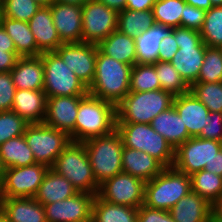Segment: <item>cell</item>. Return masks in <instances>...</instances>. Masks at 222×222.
<instances>
[{
  "mask_svg": "<svg viewBox=\"0 0 222 222\" xmlns=\"http://www.w3.org/2000/svg\"><path fill=\"white\" fill-rule=\"evenodd\" d=\"M132 66L103 54L97 48L95 77L88 94L117 106L130 92Z\"/></svg>",
  "mask_w": 222,
  "mask_h": 222,
  "instance_id": "cell-1",
  "label": "cell"
},
{
  "mask_svg": "<svg viewBox=\"0 0 222 222\" xmlns=\"http://www.w3.org/2000/svg\"><path fill=\"white\" fill-rule=\"evenodd\" d=\"M116 106L87 94L80 102L75 121V142L105 136L116 129Z\"/></svg>",
  "mask_w": 222,
  "mask_h": 222,
  "instance_id": "cell-2",
  "label": "cell"
},
{
  "mask_svg": "<svg viewBox=\"0 0 222 222\" xmlns=\"http://www.w3.org/2000/svg\"><path fill=\"white\" fill-rule=\"evenodd\" d=\"M191 191V177L176 168L165 167L152 180L145 182L144 205L169 211Z\"/></svg>",
  "mask_w": 222,
  "mask_h": 222,
  "instance_id": "cell-3",
  "label": "cell"
},
{
  "mask_svg": "<svg viewBox=\"0 0 222 222\" xmlns=\"http://www.w3.org/2000/svg\"><path fill=\"white\" fill-rule=\"evenodd\" d=\"M174 96L167 91L129 92L116 106V123L150 124L159 113L173 105Z\"/></svg>",
  "mask_w": 222,
  "mask_h": 222,
  "instance_id": "cell-4",
  "label": "cell"
},
{
  "mask_svg": "<svg viewBox=\"0 0 222 222\" xmlns=\"http://www.w3.org/2000/svg\"><path fill=\"white\" fill-rule=\"evenodd\" d=\"M89 156L92 172L100 185L122 172V137L115 129L112 133L82 142Z\"/></svg>",
  "mask_w": 222,
  "mask_h": 222,
  "instance_id": "cell-5",
  "label": "cell"
},
{
  "mask_svg": "<svg viewBox=\"0 0 222 222\" xmlns=\"http://www.w3.org/2000/svg\"><path fill=\"white\" fill-rule=\"evenodd\" d=\"M51 169L68 179L78 192L98 194L100 185L96 182L83 143L71 141L58 155Z\"/></svg>",
  "mask_w": 222,
  "mask_h": 222,
  "instance_id": "cell-6",
  "label": "cell"
},
{
  "mask_svg": "<svg viewBox=\"0 0 222 222\" xmlns=\"http://www.w3.org/2000/svg\"><path fill=\"white\" fill-rule=\"evenodd\" d=\"M124 147L143 151L158 160L164 167H172L175 149L150 124L116 123Z\"/></svg>",
  "mask_w": 222,
  "mask_h": 222,
  "instance_id": "cell-7",
  "label": "cell"
},
{
  "mask_svg": "<svg viewBox=\"0 0 222 222\" xmlns=\"http://www.w3.org/2000/svg\"><path fill=\"white\" fill-rule=\"evenodd\" d=\"M179 46L171 63L184 81L191 86L197 81L204 61L206 44L199 31L185 27L172 28Z\"/></svg>",
  "mask_w": 222,
  "mask_h": 222,
  "instance_id": "cell-8",
  "label": "cell"
},
{
  "mask_svg": "<svg viewBox=\"0 0 222 222\" xmlns=\"http://www.w3.org/2000/svg\"><path fill=\"white\" fill-rule=\"evenodd\" d=\"M44 66L43 91L47 97L86 96L88 87L75 75L55 52L41 53Z\"/></svg>",
  "mask_w": 222,
  "mask_h": 222,
  "instance_id": "cell-9",
  "label": "cell"
},
{
  "mask_svg": "<svg viewBox=\"0 0 222 222\" xmlns=\"http://www.w3.org/2000/svg\"><path fill=\"white\" fill-rule=\"evenodd\" d=\"M24 138L34 154L36 163L45 164L49 168L71 142L66 132L44 123L29 124L24 132Z\"/></svg>",
  "mask_w": 222,
  "mask_h": 222,
  "instance_id": "cell-10",
  "label": "cell"
},
{
  "mask_svg": "<svg viewBox=\"0 0 222 222\" xmlns=\"http://www.w3.org/2000/svg\"><path fill=\"white\" fill-rule=\"evenodd\" d=\"M49 170L45 164L7 168L0 185V198H34Z\"/></svg>",
  "mask_w": 222,
  "mask_h": 222,
  "instance_id": "cell-11",
  "label": "cell"
},
{
  "mask_svg": "<svg viewBox=\"0 0 222 222\" xmlns=\"http://www.w3.org/2000/svg\"><path fill=\"white\" fill-rule=\"evenodd\" d=\"M118 12L97 0L82 5V42L98 44L117 30Z\"/></svg>",
  "mask_w": 222,
  "mask_h": 222,
  "instance_id": "cell-12",
  "label": "cell"
},
{
  "mask_svg": "<svg viewBox=\"0 0 222 222\" xmlns=\"http://www.w3.org/2000/svg\"><path fill=\"white\" fill-rule=\"evenodd\" d=\"M144 193L145 182L122 171L100 184L97 195L112 204L139 208L144 204Z\"/></svg>",
  "mask_w": 222,
  "mask_h": 222,
  "instance_id": "cell-13",
  "label": "cell"
},
{
  "mask_svg": "<svg viewBox=\"0 0 222 222\" xmlns=\"http://www.w3.org/2000/svg\"><path fill=\"white\" fill-rule=\"evenodd\" d=\"M221 148L222 142L191 137L175 149L173 167L190 176L209 165Z\"/></svg>",
  "mask_w": 222,
  "mask_h": 222,
  "instance_id": "cell-14",
  "label": "cell"
},
{
  "mask_svg": "<svg viewBox=\"0 0 222 222\" xmlns=\"http://www.w3.org/2000/svg\"><path fill=\"white\" fill-rule=\"evenodd\" d=\"M97 48V44L93 43H63L55 52L66 66L89 87L95 77Z\"/></svg>",
  "mask_w": 222,
  "mask_h": 222,
  "instance_id": "cell-15",
  "label": "cell"
},
{
  "mask_svg": "<svg viewBox=\"0 0 222 222\" xmlns=\"http://www.w3.org/2000/svg\"><path fill=\"white\" fill-rule=\"evenodd\" d=\"M96 195L78 192L70 198L43 205L47 222H92V204Z\"/></svg>",
  "mask_w": 222,
  "mask_h": 222,
  "instance_id": "cell-16",
  "label": "cell"
},
{
  "mask_svg": "<svg viewBox=\"0 0 222 222\" xmlns=\"http://www.w3.org/2000/svg\"><path fill=\"white\" fill-rule=\"evenodd\" d=\"M85 96L47 97L46 113L43 123L47 126L66 132L75 142V121L79 102Z\"/></svg>",
  "mask_w": 222,
  "mask_h": 222,
  "instance_id": "cell-17",
  "label": "cell"
},
{
  "mask_svg": "<svg viewBox=\"0 0 222 222\" xmlns=\"http://www.w3.org/2000/svg\"><path fill=\"white\" fill-rule=\"evenodd\" d=\"M53 23L63 43L82 42V6L54 2Z\"/></svg>",
  "mask_w": 222,
  "mask_h": 222,
  "instance_id": "cell-18",
  "label": "cell"
},
{
  "mask_svg": "<svg viewBox=\"0 0 222 222\" xmlns=\"http://www.w3.org/2000/svg\"><path fill=\"white\" fill-rule=\"evenodd\" d=\"M173 106L182 118L188 134L191 137H197L205 127L210 113L208 108L191 91L174 96Z\"/></svg>",
  "mask_w": 222,
  "mask_h": 222,
  "instance_id": "cell-19",
  "label": "cell"
},
{
  "mask_svg": "<svg viewBox=\"0 0 222 222\" xmlns=\"http://www.w3.org/2000/svg\"><path fill=\"white\" fill-rule=\"evenodd\" d=\"M0 212L8 222H47L44 206L34 198H0Z\"/></svg>",
  "mask_w": 222,
  "mask_h": 222,
  "instance_id": "cell-20",
  "label": "cell"
},
{
  "mask_svg": "<svg viewBox=\"0 0 222 222\" xmlns=\"http://www.w3.org/2000/svg\"><path fill=\"white\" fill-rule=\"evenodd\" d=\"M28 23L42 53L55 51L63 44L54 26L50 6H41Z\"/></svg>",
  "mask_w": 222,
  "mask_h": 222,
  "instance_id": "cell-21",
  "label": "cell"
},
{
  "mask_svg": "<svg viewBox=\"0 0 222 222\" xmlns=\"http://www.w3.org/2000/svg\"><path fill=\"white\" fill-rule=\"evenodd\" d=\"M10 72L16 89L43 90L44 66L41 55L20 57Z\"/></svg>",
  "mask_w": 222,
  "mask_h": 222,
  "instance_id": "cell-22",
  "label": "cell"
},
{
  "mask_svg": "<svg viewBox=\"0 0 222 222\" xmlns=\"http://www.w3.org/2000/svg\"><path fill=\"white\" fill-rule=\"evenodd\" d=\"M47 96L43 90L16 89L12 111L28 123H43Z\"/></svg>",
  "mask_w": 222,
  "mask_h": 222,
  "instance_id": "cell-23",
  "label": "cell"
},
{
  "mask_svg": "<svg viewBox=\"0 0 222 222\" xmlns=\"http://www.w3.org/2000/svg\"><path fill=\"white\" fill-rule=\"evenodd\" d=\"M165 167L151 155L136 149L124 147L122 150V169L144 182L160 174Z\"/></svg>",
  "mask_w": 222,
  "mask_h": 222,
  "instance_id": "cell-24",
  "label": "cell"
},
{
  "mask_svg": "<svg viewBox=\"0 0 222 222\" xmlns=\"http://www.w3.org/2000/svg\"><path fill=\"white\" fill-rule=\"evenodd\" d=\"M169 213L175 222H212L211 203L192 191L181 198Z\"/></svg>",
  "mask_w": 222,
  "mask_h": 222,
  "instance_id": "cell-25",
  "label": "cell"
},
{
  "mask_svg": "<svg viewBox=\"0 0 222 222\" xmlns=\"http://www.w3.org/2000/svg\"><path fill=\"white\" fill-rule=\"evenodd\" d=\"M150 125L174 149L191 138L185 124L182 122V118L178 115L173 105L152 119Z\"/></svg>",
  "mask_w": 222,
  "mask_h": 222,
  "instance_id": "cell-26",
  "label": "cell"
},
{
  "mask_svg": "<svg viewBox=\"0 0 222 222\" xmlns=\"http://www.w3.org/2000/svg\"><path fill=\"white\" fill-rule=\"evenodd\" d=\"M77 189L65 177L49 168L46 172L34 199L40 204H51L65 200L77 194Z\"/></svg>",
  "mask_w": 222,
  "mask_h": 222,
  "instance_id": "cell-27",
  "label": "cell"
},
{
  "mask_svg": "<svg viewBox=\"0 0 222 222\" xmlns=\"http://www.w3.org/2000/svg\"><path fill=\"white\" fill-rule=\"evenodd\" d=\"M0 24L13 40L20 57L41 55L28 22L0 16Z\"/></svg>",
  "mask_w": 222,
  "mask_h": 222,
  "instance_id": "cell-28",
  "label": "cell"
},
{
  "mask_svg": "<svg viewBox=\"0 0 222 222\" xmlns=\"http://www.w3.org/2000/svg\"><path fill=\"white\" fill-rule=\"evenodd\" d=\"M97 46L103 54L117 61L131 66L137 64L135 38L127 36L118 30L101 40Z\"/></svg>",
  "mask_w": 222,
  "mask_h": 222,
  "instance_id": "cell-29",
  "label": "cell"
},
{
  "mask_svg": "<svg viewBox=\"0 0 222 222\" xmlns=\"http://www.w3.org/2000/svg\"><path fill=\"white\" fill-rule=\"evenodd\" d=\"M172 32L171 27L154 24L135 38L137 63H155L158 61L160 42Z\"/></svg>",
  "mask_w": 222,
  "mask_h": 222,
  "instance_id": "cell-30",
  "label": "cell"
},
{
  "mask_svg": "<svg viewBox=\"0 0 222 222\" xmlns=\"http://www.w3.org/2000/svg\"><path fill=\"white\" fill-rule=\"evenodd\" d=\"M0 158L5 169L36 164L34 154L24 135L9 139L1 144Z\"/></svg>",
  "mask_w": 222,
  "mask_h": 222,
  "instance_id": "cell-31",
  "label": "cell"
},
{
  "mask_svg": "<svg viewBox=\"0 0 222 222\" xmlns=\"http://www.w3.org/2000/svg\"><path fill=\"white\" fill-rule=\"evenodd\" d=\"M138 208L109 203L95 196L92 204V222H137Z\"/></svg>",
  "mask_w": 222,
  "mask_h": 222,
  "instance_id": "cell-32",
  "label": "cell"
},
{
  "mask_svg": "<svg viewBox=\"0 0 222 222\" xmlns=\"http://www.w3.org/2000/svg\"><path fill=\"white\" fill-rule=\"evenodd\" d=\"M155 24L153 11H134L124 9L118 12L117 30L121 33L136 38Z\"/></svg>",
  "mask_w": 222,
  "mask_h": 222,
  "instance_id": "cell-33",
  "label": "cell"
},
{
  "mask_svg": "<svg viewBox=\"0 0 222 222\" xmlns=\"http://www.w3.org/2000/svg\"><path fill=\"white\" fill-rule=\"evenodd\" d=\"M191 177V191L212 203L222 194V177L205 169Z\"/></svg>",
  "mask_w": 222,
  "mask_h": 222,
  "instance_id": "cell-34",
  "label": "cell"
},
{
  "mask_svg": "<svg viewBox=\"0 0 222 222\" xmlns=\"http://www.w3.org/2000/svg\"><path fill=\"white\" fill-rule=\"evenodd\" d=\"M152 64L160 82V89L170 92L173 96L190 91V86L184 81L171 62L158 60Z\"/></svg>",
  "mask_w": 222,
  "mask_h": 222,
  "instance_id": "cell-35",
  "label": "cell"
},
{
  "mask_svg": "<svg viewBox=\"0 0 222 222\" xmlns=\"http://www.w3.org/2000/svg\"><path fill=\"white\" fill-rule=\"evenodd\" d=\"M185 0H156L152 11L156 24L176 28L184 13Z\"/></svg>",
  "mask_w": 222,
  "mask_h": 222,
  "instance_id": "cell-36",
  "label": "cell"
},
{
  "mask_svg": "<svg viewBox=\"0 0 222 222\" xmlns=\"http://www.w3.org/2000/svg\"><path fill=\"white\" fill-rule=\"evenodd\" d=\"M158 89H160V82L152 63H137L132 66L130 92L155 91Z\"/></svg>",
  "mask_w": 222,
  "mask_h": 222,
  "instance_id": "cell-37",
  "label": "cell"
},
{
  "mask_svg": "<svg viewBox=\"0 0 222 222\" xmlns=\"http://www.w3.org/2000/svg\"><path fill=\"white\" fill-rule=\"evenodd\" d=\"M190 91L210 112H222V82H194Z\"/></svg>",
  "mask_w": 222,
  "mask_h": 222,
  "instance_id": "cell-38",
  "label": "cell"
},
{
  "mask_svg": "<svg viewBox=\"0 0 222 222\" xmlns=\"http://www.w3.org/2000/svg\"><path fill=\"white\" fill-rule=\"evenodd\" d=\"M200 35L206 46H222V6L212 7L206 11Z\"/></svg>",
  "mask_w": 222,
  "mask_h": 222,
  "instance_id": "cell-39",
  "label": "cell"
},
{
  "mask_svg": "<svg viewBox=\"0 0 222 222\" xmlns=\"http://www.w3.org/2000/svg\"><path fill=\"white\" fill-rule=\"evenodd\" d=\"M40 7L35 0H0V16L29 22Z\"/></svg>",
  "mask_w": 222,
  "mask_h": 222,
  "instance_id": "cell-40",
  "label": "cell"
},
{
  "mask_svg": "<svg viewBox=\"0 0 222 222\" xmlns=\"http://www.w3.org/2000/svg\"><path fill=\"white\" fill-rule=\"evenodd\" d=\"M196 82H222V51L206 47L204 61Z\"/></svg>",
  "mask_w": 222,
  "mask_h": 222,
  "instance_id": "cell-41",
  "label": "cell"
},
{
  "mask_svg": "<svg viewBox=\"0 0 222 222\" xmlns=\"http://www.w3.org/2000/svg\"><path fill=\"white\" fill-rule=\"evenodd\" d=\"M29 124L12 110L0 112V145L9 139L24 135Z\"/></svg>",
  "mask_w": 222,
  "mask_h": 222,
  "instance_id": "cell-42",
  "label": "cell"
},
{
  "mask_svg": "<svg viewBox=\"0 0 222 222\" xmlns=\"http://www.w3.org/2000/svg\"><path fill=\"white\" fill-rule=\"evenodd\" d=\"M15 92L11 72H0V112L12 109Z\"/></svg>",
  "mask_w": 222,
  "mask_h": 222,
  "instance_id": "cell-43",
  "label": "cell"
},
{
  "mask_svg": "<svg viewBox=\"0 0 222 222\" xmlns=\"http://www.w3.org/2000/svg\"><path fill=\"white\" fill-rule=\"evenodd\" d=\"M198 138L222 142V112H210Z\"/></svg>",
  "mask_w": 222,
  "mask_h": 222,
  "instance_id": "cell-44",
  "label": "cell"
},
{
  "mask_svg": "<svg viewBox=\"0 0 222 222\" xmlns=\"http://www.w3.org/2000/svg\"><path fill=\"white\" fill-rule=\"evenodd\" d=\"M205 13L206 11L202 9L185 4L184 13H182L180 19V26L200 32L204 25Z\"/></svg>",
  "mask_w": 222,
  "mask_h": 222,
  "instance_id": "cell-45",
  "label": "cell"
},
{
  "mask_svg": "<svg viewBox=\"0 0 222 222\" xmlns=\"http://www.w3.org/2000/svg\"><path fill=\"white\" fill-rule=\"evenodd\" d=\"M137 222H175L169 211L153 209L144 204L138 208Z\"/></svg>",
  "mask_w": 222,
  "mask_h": 222,
  "instance_id": "cell-46",
  "label": "cell"
},
{
  "mask_svg": "<svg viewBox=\"0 0 222 222\" xmlns=\"http://www.w3.org/2000/svg\"><path fill=\"white\" fill-rule=\"evenodd\" d=\"M179 46L175 40L173 31L160 42V51L158 60L164 62H171Z\"/></svg>",
  "mask_w": 222,
  "mask_h": 222,
  "instance_id": "cell-47",
  "label": "cell"
},
{
  "mask_svg": "<svg viewBox=\"0 0 222 222\" xmlns=\"http://www.w3.org/2000/svg\"><path fill=\"white\" fill-rule=\"evenodd\" d=\"M19 58L17 52L0 50V72H10Z\"/></svg>",
  "mask_w": 222,
  "mask_h": 222,
  "instance_id": "cell-48",
  "label": "cell"
},
{
  "mask_svg": "<svg viewBox=\"0 0 222 222\" xmlns=\"http://www.w3.org/2000/svg\"><path fill=\"white\" fill-rule=\"evenodd\" d=\"M156 0H127L125 9L134 11L151 10Z\"/></svg>",
  "mask_w": 222,
  "mask_h": 222,
  "instance_id": "cell-49",
  "label": "cell"
},
{
  "mask_svg": "<svg viewBox=\"0 0 222 222\" xmlns=\"http://www.w3.org/2000/svg\"><path fill=\"white\" fill-rule=\"evenodd\" d=\"M0 50L6 52H16V47L13 40L0 24Z\"/></svg>",
  "mask_w": 222,
  "mask_h": 222,
  "instance_id": "cell-50",
  "label": "cell"
},
{
  "mask_svg": "<svg viewBox=\"0 0 222 222\" xmlns=\"http://www.w3.org/2000/svg\"><path fill=\"white\" fill-rule=\"evenodd\" d=\"M204 169L222 177V148L216 153L210 164L206 165Z\"/></svg>",
  "mask_w": 222,
  "mask_h": 222,
  "instance_id": "cell-51",
  "label": "cell"
},
{
  "mask_svg": "<svg viewBox=\"0 0 222 222\" xmlns=\"http://www.w3.org/2000/svg\"><path fill=\"white\" fill-rule=\"evenodd\" d=\"M211 221L222 222V194L211 203Z\"/></svg>",
  "mask_w": 222,
  "mask_h": 222,
  "instance_id": "cell-52",
  "label": "cell"
},
{
  "mask_svg": "<svg viewBox=\"0 0 222 222\" xmlns=\"http://www.w3.org/2000/svg\"><path fill=\"white\" fill-rule=\"evenodd\" d=\"M105 4L108 8L116 10L117 12L123 11L126 7L127 0H97Z\"/></svg>",
  "mask_w": 222,
  "mask_h": 222,
  "instance_id": "cell-53",
  "label": "cell"
},
{
  "mask_svg": "<svg viewBox=\"0 0 222 222\" xmlns=\"http://www.w3.org/2000/svg\"><path fill=\"white\" fill-rule=\"evenodd\" d=\"M185 2L186 4L202 9L204 11H208L213 7L210 0H185Z\"/></svg>",
  "mask_w": 222,
  "mask_h": 222,
  "instance_id": "cell-54",
  "label": "cell"
},
{
  "mask_svg": "<svg viewBox=\"0 0 222 222\" xmlns=\"http://www.w3.org/2000/svg\"><path fill=\"white\" fill-rule=\"evenodd\" d=\"M56 2L82 6L88 0H55Z\"/></svg>",
  "mask_w": 222,
  "mask_h": 222,
  "instance_id": "cell-55",
  "label": "cell"
},
{
  "mask_svg": "<svg viewBox=\"0 0 222 222\" xmlns=\"http://www.w3.org/2000/svg\"><path fill=\"white\" fill-rule=\"evenodd\" d=\"M35 1H37L41 6H50L55 2V0H35Z\"/></svg>",
  "mask_w": 222,
  "mask_h": 222,
  "instance_id": "cell-56",
  "label": "cell"
},
{
  "mask_svg": "<svg viewBox=\"0 0 222 222\" xmlns=\"http://www.w3.org/2000/svg\"><path fill=\"white\" fill-rule=\"evenodd\" d=\"M4 171H5V168H4V166L2 164V161H1V158H0V185H1L2 180H3Z\"/></svg>",
  "mask_w": 222,
  "mask_h": 222,
  "instance_id": "cell-57",
  "label": "cell"
},
{
  "mask_svg": "<svg viewBox=\"0 0 222 222\" xmlns=\"http://www.w3.org/2000/svg\"><path fill=\"white\" fill-rule=\"evenodd\" d=\"M213 7L222 6V0H210Z\"/></svg>",
  "mask_w": 222,
  "mask_h": 222,
  "instance_id": "cell-58",
  "label": "cell"
},
{
  "mask_svg": "<svg viewBox=\"0 0 222 222\" xmlns=\"http://www.w3.org/2000/svg\"><path fill=\"white\" fill-rule=\"evenodd\" d=\"M0 222H8L7 218L0 212Z\"/></svg>",
  "mask_w": 222,
  "mask_h": 222,
  "instance_id": "cell-59",
  "label": "cell"
}]
</instances>
